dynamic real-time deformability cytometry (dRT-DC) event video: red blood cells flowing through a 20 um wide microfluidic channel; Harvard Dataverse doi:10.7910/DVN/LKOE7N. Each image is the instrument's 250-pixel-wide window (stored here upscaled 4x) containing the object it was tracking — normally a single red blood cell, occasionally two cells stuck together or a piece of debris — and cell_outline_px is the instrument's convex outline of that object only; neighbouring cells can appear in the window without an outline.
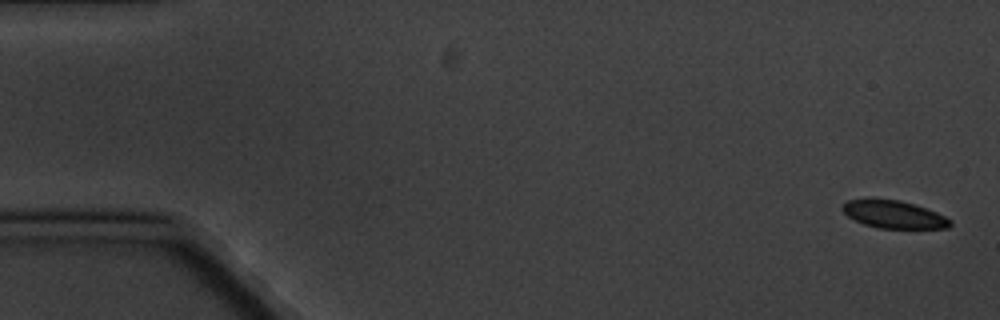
{"species": "common noctule bat (a hibernating species)", "species_latin": "Nyctalus noctula", "temperature_condition": "cold", "stored_images_in_passage": 8, "camera_frame_rate_fps": 3000, "um_per_image_px": 0.085, "animal": {"sex": "male", "body_mass_g": 20.1, "forearm_length_mm": 53.5}, "frame": {"image": 1, "passage_image": 1, "time_ms": 0.0, "image_size_px": [1000, 320], "cell_outline_px": [[952, 224], [948, 228], [880, 228], [864, 224], [848, 216], [840, 208], [848, 200], [868, 196], [872, 196], [900, 200], [916, 204], [936, 212], [952, 220]], "centroid_in_image_um": [75.94, 18.18], "position_along_channel_um": 9.1, "area_um2": 17.86}}
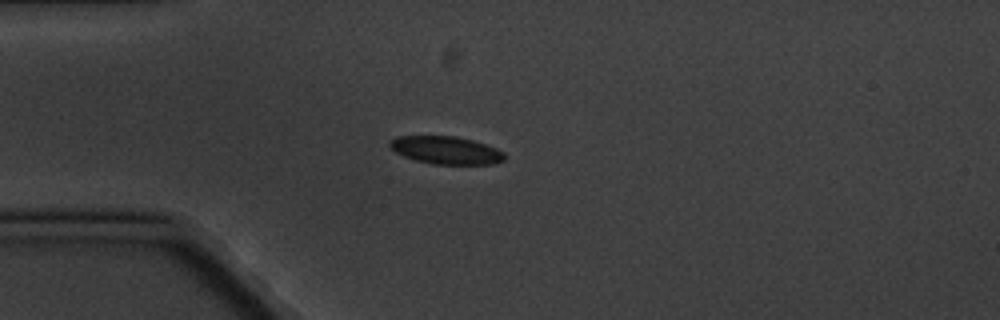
{"frame": {"image": 2, "passage_image": 5, "time_ms": 4.667, "image_size_px": [1000, 320], "cell_outline_px": [[504, 160], [496, 164], [432, 164], [416, 160], [404, 156], [396, 152], [388, 144], [388, 140], [396, 136], [456, 136], [472, 140], [496, 148], [504, 152]], "centroid_in_image_um": [37.9, 12.76], "position_along_channel_um": 47.1, "area_um2": 18.55}}